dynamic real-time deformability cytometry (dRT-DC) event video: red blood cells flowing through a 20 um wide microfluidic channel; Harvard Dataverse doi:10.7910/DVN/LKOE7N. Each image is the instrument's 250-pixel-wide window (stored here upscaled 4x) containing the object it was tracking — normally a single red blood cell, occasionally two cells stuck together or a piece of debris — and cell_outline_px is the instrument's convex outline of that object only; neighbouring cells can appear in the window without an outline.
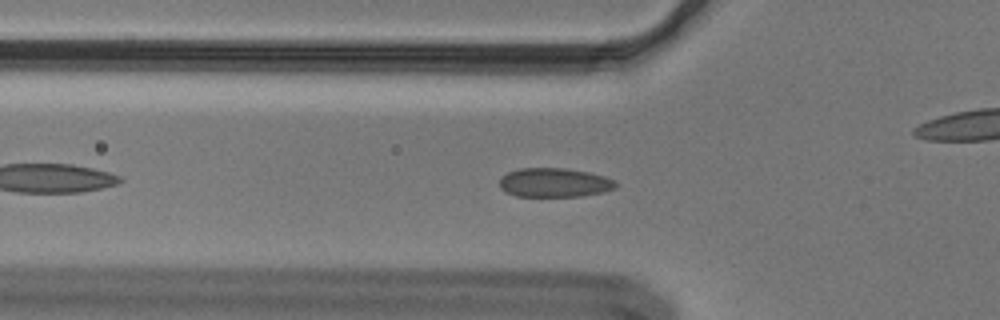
{"species": "Egyptian fruit bat (a non-hibernating species)", "species_latin": "Rousettus aegyptiacus", "temperature_condition": "cold", "stored_images_in_passage": 45, "camera_frame_rate_fps": 3000, "um_per_image_px": 0.085, "animal": {"sex": "male"}, "frame": {"image": 1, "passage_image": 8, "time_ms": 2.333, "image_size_px": [1000, 320], "cell_outline_px": [[620, 184], [616, 188], [604, 192], [580, 196], [516, 196], [504, 192], [500, 188], [500, 176], [508, 172], [520, 168], [564, 168], [588, 172], [604, 176], [616, 180]], "centroid_in_image_um": [47.14, 15.52], "position_along_channel_um": 78.7, "area_um2": 19.94}}
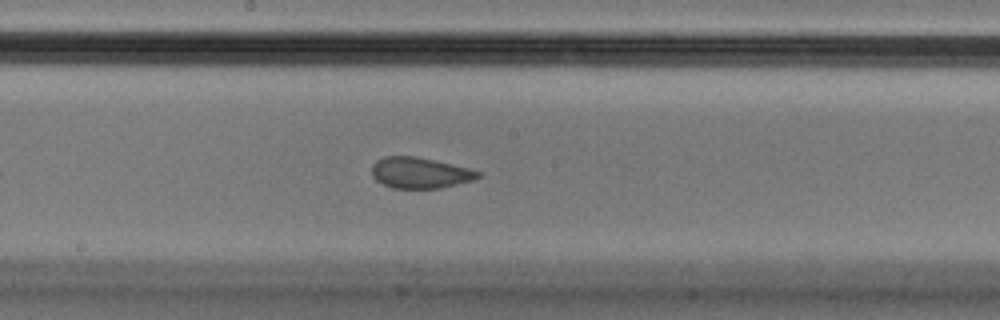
{"frame": {"image": 2, "passage_image": 19, "time_ms": 6.0, "image_size_px": [1000, 320], "cell_outline_px": [[480, 176], [476, 180], [440, 188], [392, 188], [376, 180], [372, 176], [372, 164], [376, 160], [384, 156], [416, 156], [468, 168], [480, 172]], "centroid_in_image_um": [35.68, 14.69], "position_along_channel_um": 212.5, "area_um2": 19.13}}
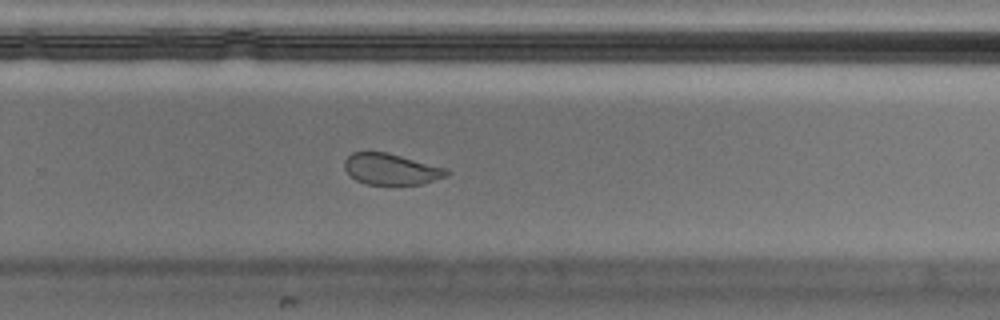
{"frame": {"image": 3, "passage_image": 26, "time_ms": 8.333, "image_size_px": [1000, 320], "cell_outline_px": [[452, 172], [448, 176], [420, 184], [368, 184], [356, 180], [344, 168], [344, 160], [352, 152], [388, 152], [448, 168]], "centroid_in_image_um": [33.29, 14.36], "position_along_channel_um": 296.5, "area_um2": 18.61}, "authors_computed_cell_mechanics": {"area_um2": 19.9988, "velocity_mm_per_s": 3.6255, "shape_relaxation_time_tau1_ms": null, "shape_relaxation_time_tau2_ms": 0.7918, "deformation_change_tau1": null, "deformation_change_tau2": 0.03}}